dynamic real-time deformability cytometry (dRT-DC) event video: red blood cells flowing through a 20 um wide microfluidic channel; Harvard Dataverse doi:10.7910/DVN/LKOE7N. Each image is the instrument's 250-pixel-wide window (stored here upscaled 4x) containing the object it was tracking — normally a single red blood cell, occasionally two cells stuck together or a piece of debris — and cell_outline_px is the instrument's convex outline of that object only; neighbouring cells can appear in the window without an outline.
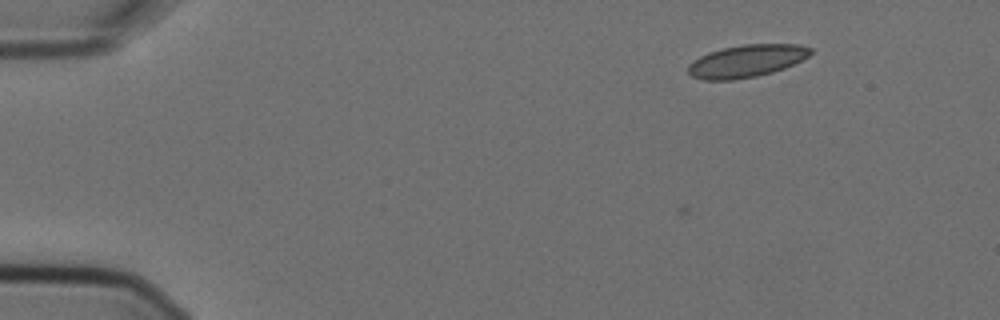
{"species": "Egyptian fruit bat (a non-hibernating species)", "species_latin": "Rousettus aegyptiacus", "temperature_condition": "cold", "stored_images_in_passage": 5, "camera_frame_rate_fps": 3000, "um_per_image_px": 0.085, "animal": {"sex": "female"}, "frame": {"image": 1, "passage_image": 3, "time_ms": 0.667, "image_size_px": [1000, 320], "cell_outline_px": [[812, 52], [808, 56], [784, 68], [772, 72], [756, 76], [732, 80], [704, 80], [692, 76], [688, 72], [688, 64], [692, 60], [708, 52], [724, 48], [744, 44], [796, 44], [812, 48]], "centroid_in_image_um": [63.42, 5.18], "position_along_channel_um": 21.6, "area_um2": 23.0}}
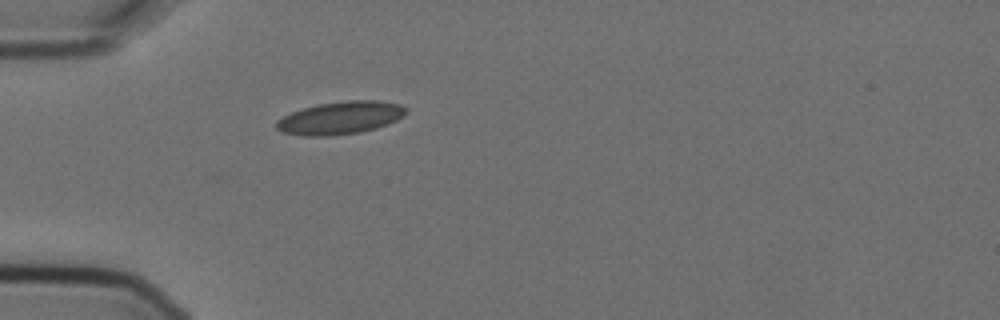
{"frame": {"image": 2, "passage_image": 5, "time_ms": 1.333, "image_size_px": [1000, 320], "cell_outline_px": [[408, 112], [404, 116], [388, 124], [376, 128], [360, 132], [328, 136], [304, 136], [284, 132], [276, 128], [276, 120], [292, 112], [304, 108], [320, 104], [344, 100], [380, 100], [400, 104], [408, 108]], "centroid_in_image_um": [28.98, 10.01], "position_along_channel_um": 56.0, "area_um2": 24.8}}